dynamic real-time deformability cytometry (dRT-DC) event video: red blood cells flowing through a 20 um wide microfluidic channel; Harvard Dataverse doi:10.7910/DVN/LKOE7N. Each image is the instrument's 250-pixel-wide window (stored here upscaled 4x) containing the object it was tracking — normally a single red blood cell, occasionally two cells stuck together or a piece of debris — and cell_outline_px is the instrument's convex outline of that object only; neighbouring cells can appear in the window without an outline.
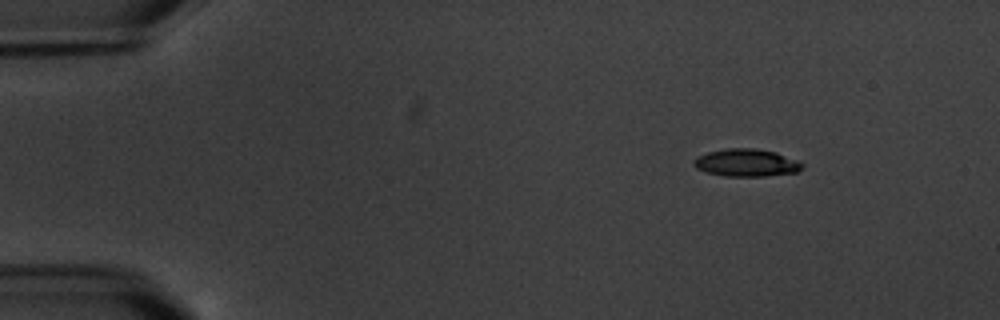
{"species": "common noctule bat (a hibernating species)", "species_latin": "Nyctalus noctula", "temperature_condition": "warm", "stored_images_in_passage": 4, "camera_frame_rate_fps": 3000, "um_per_image_px": 0.085, "animal": {"sex": "male", "body_mass_g": 20.1, "forearm_length_mm": 53.5}, "frame": {"image": 1, "passage_image": 1, "time_ms": 0.0, "image_size_px": [1000, 320], "cell_outline_px": [[804, 168], [796, 172], [764, 176], [724, 176], [708, 172], [696, 168], [692, 164], [692, 160], [696, 156], [708, 152], [728, 148], [756, 148], [776, 152], [800, 160], [804, 164]], "centroid_in_image_um": [63.46, 13.82], "position_along_channel_um": 21.5, "area_um2": 17.63}}